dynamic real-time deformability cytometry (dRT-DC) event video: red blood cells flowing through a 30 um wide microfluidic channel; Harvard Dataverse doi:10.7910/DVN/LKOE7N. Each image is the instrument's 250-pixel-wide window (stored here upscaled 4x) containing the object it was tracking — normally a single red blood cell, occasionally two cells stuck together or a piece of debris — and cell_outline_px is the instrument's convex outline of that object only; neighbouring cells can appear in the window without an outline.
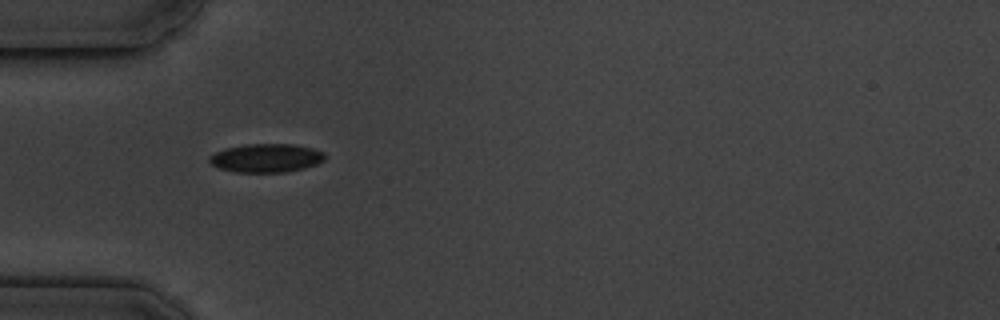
{"species": "common noctule bat (a hibernating species)", "species_latin": "Nyctalus noctula", "temperature_condition": "cold", "stored_images_in_passage": 6, "camera_frame_rate_fps": 3000, "um_per_image_px": 0.085, "animal": {"sex": "male", "body_mass_g": 19.5, "forearm_length_mm": 54.6}, "frame": {"image": 1, "passage_image": 5, "time_ms": 4.667, "image_size_px": [1000, 320], "cell_outline_px": [[324, 160], [316, 164], [304, 168], [284, 172], [236, 172], [220, 168], [212, 164], [208, 160], [208, 156], [224, 148], [244, 144], [296, 144], [312, 148], [324, 152]], "centroid_in_image_um": [22.61, 13.42], "position_along_channel_um": 62.4, "area_um2": 19.25}}